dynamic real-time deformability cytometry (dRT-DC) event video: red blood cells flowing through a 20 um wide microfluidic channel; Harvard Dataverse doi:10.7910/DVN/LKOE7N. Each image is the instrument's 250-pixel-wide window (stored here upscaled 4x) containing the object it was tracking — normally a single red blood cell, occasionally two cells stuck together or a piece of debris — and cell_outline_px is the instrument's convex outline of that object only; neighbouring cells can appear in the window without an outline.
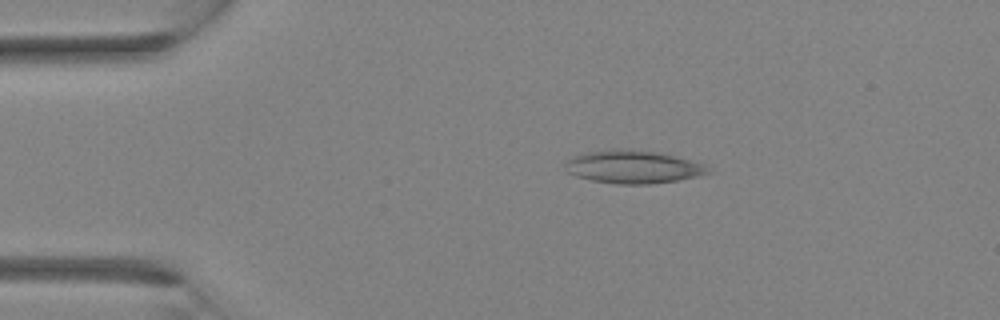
{"species": "Egyptian fruit bat (a non-hibernating species)", "species_latin": "Rousettus aegyptiacus", "temperature_condition": "room temperature", "stored_images_in_passage": 2, "camera_frame_rate_fps": 3000, "um_per_image_px": 0.085, "animal": {"sex": "female"}, "frame": {"image": 1, "passage_image": 1, "time_ms": 0.0, "image_size_px": [1000, 320], "cell_outline_px": [[712, 172], [696, 176], [676, 180], [652, 184], [616, 184], [592, 180], [576, 176], [568, 172], [564, 164], [572, 156], [588, 152], [612, 148], [628, 148], [660, 152], [704, 164]], "centroid_in_image_um": [53.79, 14.17], "position_along_channel_um": 31.2, "area_um2": 27.51}}